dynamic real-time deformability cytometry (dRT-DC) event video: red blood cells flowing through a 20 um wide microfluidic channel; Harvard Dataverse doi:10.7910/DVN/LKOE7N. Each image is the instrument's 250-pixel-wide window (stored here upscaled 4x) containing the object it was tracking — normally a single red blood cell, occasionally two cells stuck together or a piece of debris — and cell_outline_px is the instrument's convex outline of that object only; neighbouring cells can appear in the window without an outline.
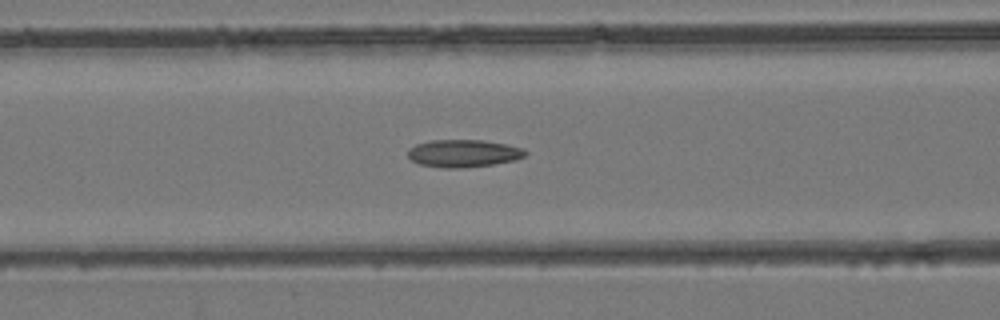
{"species": "common noctule bat (a hibernating species)", "species_latin": "Nyctalus noctula", "temperature_condition": "room temperature", "stored_images_in_passage": 32, "camera_frame_rate_fps": 3000, "um_per_image_px": 0.085, "animal": {"sex": "female", "body_mass_g": 24.6, "forearm_length_mm": 56.2}, "frame": {"image": 1, "passage_image": 6, "time_ms": 1.667, "image_size_px": [1000, 320], "cell_outline_px": [[528, 152], [524, 156], [516, 160], [492, 164], [460, 168], [444, 168], [420, 164], [412, 160], [408, 156], [408, 148], [416, 144], [432, 140], [484, 140], [508, 144], [524, 148]], "centroid_in_image_um": [39.41, 13.02], "position_along_channel_um": 127.2, "area_um2": 18.9}}
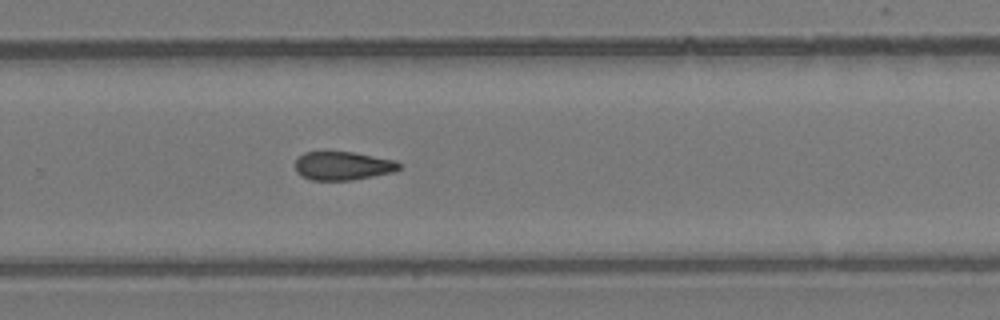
{"frame": {"image": 2, "passage_image": 17, "time_ms": 5.333, "image_size_px": [1000, 320], "cell_outline_px": [[404, 164], [396, 172], [352, 180], [312, 180], [300, 176], [296, 172], [296, 160], [304, 152], [352, 152], [396, 160]], "centroid_in_image_um": [29.19, 14.1], "position_along_channel_um": 300.6, "area_um2": 17.46}}
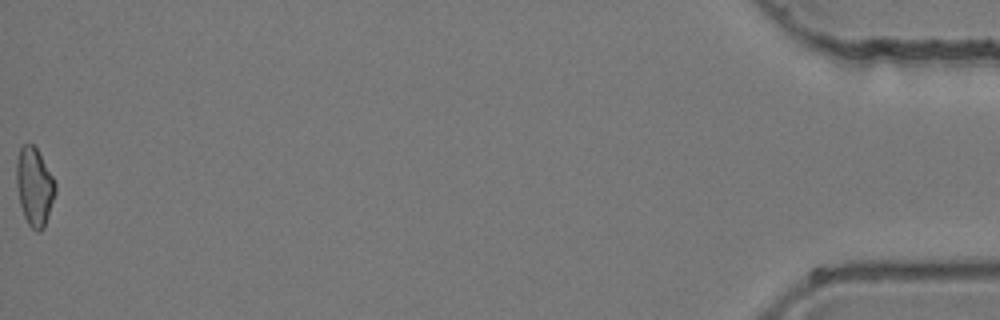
{"frame": {"image": 3, "passage_image": 32, "time_ms": 10.333, "image_size_px": [1000, 320], "cell_outline_px": [[56, 192], [44, 228], [40, 232], [36, 232], [28, 224], [24, 216], [20, 204], [16, 184], [16, 160], [20, 148], [24, 144], [32, 144], [36, 148], [52, 176], [56, 184]], "centroid_in_image_um": [2.92, 15.89], "position_along_channel_um": 432.3, "area_um2": 17.63}}